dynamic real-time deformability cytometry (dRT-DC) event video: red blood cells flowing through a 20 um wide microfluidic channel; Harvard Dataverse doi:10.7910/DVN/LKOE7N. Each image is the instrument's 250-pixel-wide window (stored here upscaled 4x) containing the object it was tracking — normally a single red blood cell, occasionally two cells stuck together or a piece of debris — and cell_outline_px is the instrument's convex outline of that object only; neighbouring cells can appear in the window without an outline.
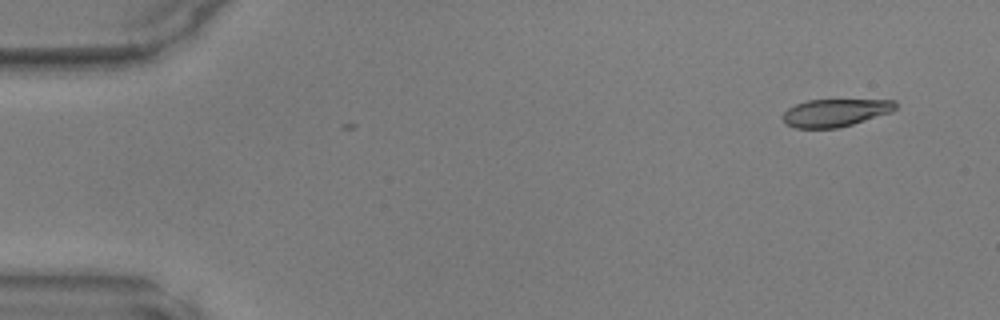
{"species": "common noctule bat (a hibernating species)", "species_latin": "Nyctalus noctula", "temperature_condition": "warm", "stored_images_in_passage": 3, "camera_frame_rate_fps": 3000, "um_per_image_px": 0.085, "animal": {"sex": "male", "body_mass_g": 17.9, "forearm_length_mm": 54.2}, "frame": {"image": 1, "passage_image": 1, "time_ms": 0.0, "image_size_px": [1000, 320], "cell_outline_px": [[896, 108], [892, 112], [852, 124], [836, 128], [796, 128], [784, 124], [784, 112], [788, 108], [796, 104], [808, 100], [896, 100]], "centroid_in_image_um": [71.0, 9.58], "position_along_channel_um": 14.0, "area_um2": 18.03}}